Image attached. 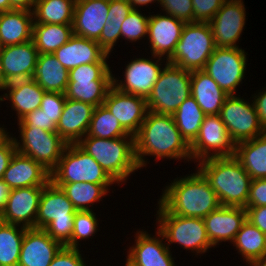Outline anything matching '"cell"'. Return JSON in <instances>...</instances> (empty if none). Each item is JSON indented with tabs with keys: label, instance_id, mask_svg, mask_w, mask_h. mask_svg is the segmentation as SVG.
<instances>
[{
	"label": "cell",
	"instance_id": "cell-1",
	"mask_svg": "<svg viewBox=\"0 0 266 266\" xmlns=\"http://www.w3.org/2000/svg\"><path fill=\"white\" fill-rule=\"evenodd\" d=\"M134 144L136 161L140 169L146 168L149 164L146 156H153L154 161L161 159L192 161L190 145L182 137L172 115L148 111L134 136Z\"/></svg>",
	"mask_w": 266,
	"mask_h": 266
},
{
	"label": "cell",
	"instance_id": "cell-2",
	"mask_svg": "<svg viewBox=\"0 0 266 266\" xmlns=\"http://www.w3.org/2000/svg\"><path fill=\"white\" fill-rule=\"evenodd\" d=\"M195 173L173 179L161 189L158 202L169 212L182 217L205 218L221 204L204 175Z\"/></svg>",
	"mask_w": 266,
	"mask_h": 266
},
{
	"label": "cell",
	"instance_id": "cell-3",
	"mask_svg": "<svg viewBox=\"0 0 266 266\" xmlns=\"http://www.w3.org/2000/svg\"><path fill=\"white\" fill-rule=\"evenodd\" d=\"M196 168L209 181L221 206L246 208L252 179L235 156L208 158Z\"/></svg>",
	"mask_w": 266,
	"mask_h": 266
},
{
	"label": "cell",
	"instance_id": "cell-4",
	"mask_svg": "<svg viewBox=\"0 0 266 266\" xmlns=\"http://www.w3.org/2000/svg\"><path fill=\"white\" fill-rule=\"evenodd\" d=\"M77 145L93 157L117 186L124 185L129 176L140 169L135 156L134 136L113 139L84 136Z\"/></svg>",
	"mask_w": 266,
	"mask_h": 266
},
{
	"label": "cell",
	"instance_id": "cell-5",
	"mask_svg": "<svg viewBox=\"0 0 266 266\" xmlns=\"http://www.w3.org/2000/svg\"><path fill=\"white\" fill-rule=\"evenodd\" d=\"M76 211L62 189L50 180L42 190L36 228L44 229L51 238L72 248Z\"/></svg>",
	"mask_w": 266,
	"mask_h": 266
},
{
	"label": "cell",
	"instance_id": "cell-6",
	"mask_svg": "<svg viewBox=\"0 0 266 266\" xmlns=\"http://www.w3.org/2000/svg\"><path fill=\"white\" fill-rule=\"evenodd\" d=\"M156 210L157 229L163 234L167 246L180 245L186 251L195 253V256L207 253L214 248L210 243L203 218L182 217L169 213L158 201Z\"/></svg>",
	"mask_w": 266,
	"mask_h": 266
},
{
	"label": "cell",
	"instance_id": "cell-7",
	"mask_svg": "<svg viewBox=\"0 0 266 266\" xmlns=\"http://www.w3.org/2000/svg\"><path fill=\"white\" fill-rule=\"evenodd\" d=\"M191 95V71L166 62L147 97L148 111L173 115Z\"/></svg>",
	"mask_w": 266,
	"mask_h": 266
},
{
	"label": "cell",
	"instance_id": "cell-8",
	"mask_svg": "<svg viewBox=\"0 0 266 266\" xmlns=\"http://www.w3.org/2000/svg\"><path fill=\"white\" fill-rule=\"evenodd\" d=\"M112 71L108 63L83 64L70 69L65 97L95 107L103 105L109 89L113 86Z\"/></svg>",
	"mask_w": 266,
	"mask_h": 266
},
{
	"label": "cell",
	"instance_id": "cell-9",
	"mask_svg": "<svg viewBox=\"0 0 266 266\" xmlns=\"http://www.w3.org/2000/svg\"><path fill=\"white\" fill-rule=\"evenodd\" d=\"M216 45L208 22L186 23L167 61L188 71L203 70Z\"/></svg>",
	"mask_w": 266,
	"mask_h": 266
},
{
	"label": "cell",
	"instance_id": "cell-10",
	"mask_svg": "<svg viewBox=\"0 0 266 266\" xmlns=\"http://www.w3.org/2000/svg\"><path fill=\"white\" fill-rule=\"evenodd\" d=\"M53 183L86 182L117 184L105 170L77 144H68L57 167L51 172Z\"/></svg>",
	"mask_w": 266,
	"mask_h": 266
},
{
	"label": "cell",
	"instance_id": "cell-11",
	"mask_svg": "<svg viewBox=\"0 0 266 266\" xmlns=\"http://www.w3.org/2000/svg\"><path fill=\"white\" fill-rule=\"evenodd\" d=\"M18 132V137L11 134L17 152L32 158L51 173L68 144L57 132L41 128H18Z\"/></svg>",
	"mask_w": 266,
	"mask_h": 266
},
{
	"label": "cell",
	"instance_id": "cell-12",
	"mask_svg": "<svg viewBox=\"0 0 266 266\" xmlns=\"http://www.w3.org/2000/svg\"><path fill=\"white\" fill-rule=\"evenodd\" d=\"M247 53L240 48L216 47L203 69L227 95H236L246 77Z\"/></svg>",
	"mask_w": 266,
	"mask_h": 266
},
{
	"label": "cell",
	"instance_id": "cell-13",
	"mask_svg": "<svg viewBox=\"0 0 266 266\" xmlns=\"http://www.w3.org/2000/svg\"><path fill=\"white\" fill-rule=\"evenodd\" d=\"M239 96L228 95L219 114L235 144L265 133L260 125L253 101L249 102L243 96Z\"/></svg>",
	"mask_w": 266,
	"mask_h": 266
},
{
	"label": "cell",
	"instance_id": "cell-14",
	"mask_svg": "<svg viewBox=\"0 0 266 266\" xmlns=\"http://www.w3.org/2000/svg\"><path fill=\"white\" fill-rule=\"evenodd\" d=\"M235 148L220 115H206L196 139L190 144L194 164L208 158L235 156Z\"/></svg>",
	"mask_w": 266,
	"mask_h": 266
},
{
	"label": "cell",
	"instance_id": "cell-15",
	"mask_svg": "<svg viewBox=\"0 0 266 266\" xmlns=\"http://www.w3.org/2000/svg\"><path fill=\"white\" fill-rule=\"evenodd\" d=\"M151 58L150 56L149 58H144L143 56L136 58L135 56L125 66V71L122 73L124 79L119 80L121 77L116 78L113 75V86L123 93L147 99L164 67L163 65L168 62L166 58L160 56L151 55Z\"/></svg>",
	"mask_w": 266,
	"mask_h": 266
},
{
	"label": "cell",
	"instance_id": "cell-16",
	"mask_svg": "<svg viewBox=\"0 0 266 266\" xmlns=\"http://www.w3.org/2000/svg\"><path fill=\"white\" fill-rule=\"evenodd\" d=\"M243 0H225L210 25L216 47L239 48V39L246 24ZM238 42V44H237Z\"/></svg>",
	"mask_w": 266,
	"mask_h": 266
},
{
	"label": "cell",
	"instance_id": "cell-17",
	"mask_svg": "<svg viewBox=\"0 0 266 266\" xmlns=\"http://www.w3.org/2000/svg\"><path fill=\"white\" fill-rule=\"evenodd\" d=\"M135 242L127 249L126 261L131 266H177L163 234L156 228L155 235L143 229L134 232Z\"/></svg>",
	"mask_w": 266,
	"mask_h": 266
},
{
	"label": "cell",
	"instance_id": "cell-18",
	"mask_svg": "<svg viewBox=\"0 0 266 266\" xmlns=\"http://www.w3.org/2000/svg\"><path fill=\"white\" fill-rule=\"evenodd\" d=\"M103 105L117 118L122 128L132 136L137 134L148 113L145 98L123 93L114 86L109 89Z\"/></svg>",
	"mask_w": 266,
	"mask_h": 266
},
{
	"label": "cell",
	"instance_id": "cell-19",
	"mask_svg": "<svg viewBox=\"0 0 266 266\" xmlns=\"http://www.w3.org/2000/svg\"><path fill=\"white\" fill-rule=\"evenodd\" d=\"M43 188L44 186H30L12 189L5 209L0 215V221L25 228H36V218Z\"/></svg>",
	"mask_w": 266,
	"mask_h": 266
},
{
	"label": "cell",
	"instance_id": "cell-20",
	"mask_svg": "<svg viewBox=\"0 0 266 266\" xmlns=\"http://www.w3.org/2000/svg\"><path fill=\"white\" fill-rule=\"evenodd\" d=\"M185 22L162 12L150 14L147 41L151 55L168 59L179 42Z\"/></svg>",
	"mask_w": 266,
	"mask_h": 266
},
{
	"label": "cell",
	"instance_id": "cell-21",
	"mask_svg": "<svg viewBox=\"0 0 266 266\" xmlns=\"http://www.w3.org/2000/svg\"><path fill=\"white\" fill-rule=\"evenodd\" d=\"M247 219L245 207L220 206L203 218L208 239L212 246L223 242L232 243Z\"/></svg>",
	"mask_w": 266,
	"mask_h": 266
},
{
	"label": "cell",
	"instance_id": "cell-22",
	"mask_svg": "<svg viewBox=\"0 0 266 266\" xmlns=\"http://www.w3.org/2000/svg\"><path fill=\"white\" fill-rule=\"evenodd\" d=\"M63 245L41 228H26L18 266H49Z\"/></svg>",
	"mask_w": 266,
	"mask_h": 266
},
{
	"label": "cell",
	"instance_id": "cell-23",
	"mask_svg": "<svg viewBox=\"0 0 266 266\" xmlns=\"http://www.w3.org/2000/svg\"><path fill=\"white\" fill-rule=\"evenodd\" d=\"M38 50L33 40L22 44L0 47L5 81L30 79L37 64Z\"/></svg>",
	"mask_w": 266,
	"mask_h": 266
},
{
	"label": "cell",
	"instance_id": "cell-24",
	"mask_svg": "<svg viewBox=\"0 0 266 266\" xmlns=\"http://www.w3.org/2000/svg\"><path fill=\"white\" fill-rule=\"evenodd\" d=\"M110 0H79L75 2L73 34L97 41L108 17Z\"/></svg>",
	"mask_w": 266,
	"mask_h": 266
},
{
	"label": "cell",
	"instance_id": "cell-25",
	"mask_svg": "<svg viewBox=\"0 0 266 266\" xmlns=\"http://www.w3.org/2000/svg\"><path fill=\"white\" fill-rule=\"evenodd\" d=\"M95 106L66 98L57 133L67 144H77L89 130Z\"/></svg>",
	"mask_w": 266,
	"mask_h": 266
},
{
	"label": "cell",
	"instance_id": "cell-26",
	"mask_svg": "<svg viewBox=\"0 0 266 266\" xmlns=\"http://www.w3.org/2000/svg\"><path fill=\"white\" fill-rule=\"evenodd\" d=\"M53 55L67 70L83 64L108 63L109 54L92 39L73 35Z\"/></svg>",
	"mask_w": 266,
	"mask_h": 266
},
{
	"label": "cell",
	"instance_id": "cell-27",
	"mask_svg": "<svg viewBox=\"0 0 266 266\" xmlns=\"http://www.w3.org/2000/svg\"><path fill=\"white\" fill-rule=\"evenodd\" d=\"M2 180L11 190L45 186L51 180V173L32 158L16 152L5 170Z\"/></svg>",
	"mask_w": 266,
	"mask_h": 266
},
{
	"label": "cell",
	"instance_id": "cell-28",
	"mask_svg": "<svg viewBox=\"0 0 266 266\" xmlns=\"http://www.w3.org/2000/svg\"><path fill=\"white\" fill-rule=\"evenodd\" d=\"M3 91L0 102L10 101V107L16 113L17 121L29 112L39 109L46 92L32 78L9 82Z\"/></svg>",
	"mask_w": 266,
	"mask_h": 266
},
{
	"label": "cell",
	"instance_id": "cell-29",
	"mask_svg": "<svg viewBox=\"0 0 266 266\" xmlns=\"http://www.w3.org/2000/svg\"><path fill=\"white\" fill-rule=\"evenodd\" d=\"M33 12L12 9L0 13V47L22 44L32 40Z\"/></svg>",
	"mask_w": 266,
	"mask_h": 266
},
{
	"label": "cell",
	"instance_id": "cell-30",
	"mask_svg": "<svg viewBox=\"0 0 266 266\" xmlns=\"http://www.w3.org/2000/svg\"><path fill=\"white\" fill-rule=\"evenodd\" d=\"M191 96L206 115H219L228 96L203 70L191 71Z\"/></svg>",
	"mask_w": 266,
	"mask_h": 266
},
{
	"label": "cell",
	"instance_id": "cell-31",
	"mask_svg": "<svg viewBox=\"0 0 266 266\" xmlns=\"http://www.w3.org/2000/svg\"><path fill=\"white\" fill-rule=\"evenodd\" d=\"M32 79L46 92L64 94L69 82V70L53 54H39Z\"/></svg>",
	"mask_w": 266,
	"mask_h": 266
},
{
	"label": "cell",
	"instance_id": "cell-32",
	"mask_svg": "<svg viewBox=\"0 0 266 266\" xmlns=\"http://www.w3.org/2000/svg\"><path fill=\"white\" fill-rule=\"evenodd\" d=\"M235 157L251 179L266 178V132L236 144Z\"/></svg>",
	"mask_w": 266,
	"mask_h": 266
},
{
	"label": "cell",
	"instance_id": "cell-33",
	"mask_svg": "<svg viewBox=\"0 0 266 266\" xmlns=\"http://www.w3.org/2000/svg\"><path fill=\"white\" fill-rule=\"evenodd\" d=\"M231 244L249 266H254L266 254V235L247 219Z\"/></svg>",
	"mask_w": 266,
	"mask_h": 266
},
{
	"label": "cell",
	"instance_id": "cell-34",
	"mask_svg": "<svg viewBox=\"0 0 266 266\" xmlns=\"http://www.w3.org/2000/svg\"><path fill=\"white\" fill-rule=\"evenodd\" d=\"M60 187L77 211H93V205L102 201L110 192L113 184H95L86 182L54 183ZM91 207V208H90Z\"/></svg>",
	"mask_w": 266,
	"mask_h": 266
},
{
	"label": "cell",
	"instance_id": "cell-35",
	"mask_svg": "<svg viewBox=\"0 0 266 266\" xmlns=\"http://www.w3.org/2000/svg\"><path fill=\"white\" fill-rule=\"evenodd\" d=\"M72 24L33 22L32 40L39 54H53L73 36Z\"/></svg>",
	"mask_w": 266,
	"mask_h": 266
},
{
	"label": "cell",
	"instance_id": "cell-36",
	"mask_svg": "<svg viewBox=\"0 0 266 266\" xmlns=\"http://www.w3.org/2000/svg\"><path fill=\"white\" fill-rule=\"evenodd\" d=\"M133 7L128 0H110L108 17L102 29L99 45L109 54L113 53L116 42L121 38L123 21L132 12Z\"/></svg>",
	"mask_w": 266,
	"mask_h": 266
},
{
	"label": "cell",
	"instance_id": "cell-37",
	"mask_svg": "<svg viewBox=\"0 0 266 266\" xmlns=\"http://www.w3.org/2000/svg\"><path fill=\"white\" fill-rule=\"evenodd\" d=\"M74 0H37L33 15L39 24H72Z\"/></svg>",
	"mask_w": 266,
	"mask_h": 266
},
{
	"label": "cell",
	"instance_id": "cell-38",
	"mask_svg": "<svg viewBox=\"0 0 266 266\" xmlns=\"http://www.w3.org/2000/svg\"><path fill=\"white\" fill-rule=\"evenodd\" d=\"M206 114L190 95L172 115L182 137L190 145L197 137Z\"/></svg>",
	"mask_w": 266,
	"mask_h": 266
},
{
	"label": "cell",
	"instance_id": "cell-39",
	"mask_svg": "<svg viewBox=\"0 0 266 266\" xmlns=\"http://www.w3.org/2000/svg\"><path fill=\"white\" fill-rule=\"evenodd\" d=\"M26 228L0 221V266H18Z\"/></svg>",
	"mask_w": 266,
	"mask_h": 266
},
{
	"label": "cell",
	"instance_id": "cell-40",
	"mask_svg": "<svg viewBox=\"0 0 266 266\" xmlns=\"http://www.w3.org/2000/svg\"><path fill=\"white\" fill-rule=\"evenodd\" d=\"M85 136L113 139L132 135L122 128L117 118L104 105H100L94 109L89 130Z\"/></svg>",
	"mask_w": 266,
	"mask_h": 266
},
{
	"label": "cell",
	"instance_id": "cell-41",
	"mask_svg": "<svg viewBox=\"0 0 266 266\" xmlns=\"http://www.w3.org/2000/svg\"><path fill=\"white\" fill-rule=\"evenodd\" d=\"M94 211H76L72 231V248H80L82 240L95 236L100 228L99 220ZM80 246V247H79Z\"/></svg>",
	"mask_w": 266,
	"mask_h": 266
},
{
	"label": "cell",
	"instance_id": "cell-42",
	"mask_svg": "<svg viewBox=\"0 0 266 266\" xmlns=\"http://www.w3.org/2000/svg\"><path fill=\"white\" fill-rule=\"evenodd\" d=\"M141 10L133 9L126 17L121 27V39L132 42H139L147 38L149 15L141 13Z\"/></svg>",
	"mask_w": 266,
	"mask_h": 266
},
{
	"label": "cell",
	"instance_id": "cell-43",
	"mask_svg": "<svg viewBox=\"0 0 266 266\" xmlns=\"http://www.w3.org/2000/svg\"><path fill=\"white\" fill-rule=\"evenodd\" d=\"M162 12L175 17L185 23L194 22V10L192 0H160Z\"/></svg>",
	"mask_w": 266,
	"mask_h": 266
},
{
	"label": "cell",
	"instance_id": "cell-44",
	"mask_svg": "<svg viewBox=\"0 0 266 266\" xmlns=\"http://www.w3.org/2000/svg\"><path fill=\"white\" fill-rule=\"evenodd\" d=\"M65 101V94L45 92L39 109L57 125L62 114Z\"/></svg>",
	"mask_w": 266,
	"mask_h": 266
},
{
	"label": "cell",
	"instance_id": "cell-45",
	"mask_svg": "<svg viewBox=\"0 0 266 266\" xmlns=\"http://www.w3.org/2000/svg\"><path fill=\"white\" fill-rule=\"evenodd\" d=\"M19 128H41L45 131L57 132V125L51 121L40 109H36L21 118Z\"/></svg>",
	"mask_w": 266,
	"mask_h": 266
},
{
	"label": "cell",
	"instance_id": "cell-46",
	"mask_svg": "<svg viewBox=\"0 0 266 266\" xmlns=\"http://www.w3.org/2000/svg\"><path fill=\"white\" fill-rule=\"evenodd\" d=\"M225 0H192L194 22H209Z\"/></svg>",
	"mask_w": 266,
	"mask_h": 266
},
{
	"label": "cell",
	"instance_id": "cell-47",
	"mask_svg": "<svg viewBox=\"0 0 266 266\" xmlns=\"http://www.w3.org/2000/svg\"><path fill=\"white\" fill-rule=\"evenodd\" d=\"M82 256L79 248L63 246L49 266H86L87 263Z\"/></svg>",
	"mask_w": 266,
	"mask_h": 266
},
{
	"label": "cell",
	"instance_id": "cell-48",
	"mask_svg": "<svg viewBox=\"0 0 266 266\" xmlns=\"http://www.w3.org/2000/svg\"><path fill=\"white\" fill-rule=\"evenodd\" d=\"M266 206V178L252 179L246 207Z\"/></svg>",
	"mask_w": 266,
	"mask_h": 266
},
{
	"label": "cell",
	"instance_id": "cell-49",
	"mask_svg": "<svg viewBox=\"0 0 266 266\" xmlns=\"http://www.w3.org/2000/svg\"><path fill=\"white\" fill-rule=\"evenodd\" d=\"M16 152V145L10 133L0 142V179L3 178L4 172Z\"/></svg>",
	"mask_w": 266,
	"mask_h": 266
},
{
	"label": "cell",
	"instance_id": "cell-50",
	"mask_svg": "<svg viewBox=\"0 0 266 266\" xmlns=\"http://www.w3.org/2000/svg\"><path fill=\"white\" fill-rule=\"evenodd\" d=\"M247 220L266 235V206L246 207Z\"/></svg>",
	"mask_w": 266,
	"mask_h": 266
},
{
	"label": "cell",
	"instance_id": "cell-51",
	"mask_svg": "<svg viewBox=\"0 0 266 266\" xmlns=\"http://www.w3.org/2000/svg\"><path fill=\"white\" fill-rule=\"evenodd\" d=\"M250 98H253L252 101L254 103L260 125L266 132V87H263L258 93L256 92L252 94Z\"/></svg>",
	"mask_w": 266,
	"mask_h": 266
},
{
	"label": "cell",
	"instance_id": "cell-52",
	"mask_svg": "<svg viewBox=\"0 0 266 266\" xmlns=\"http://www.w3.org/2000/svg\"><path fill=\"white\" fill-rule=\"evenodd\" d=\"M37 0H10L12 9H23L33 12Z\"/></svg>",
	"mask_w": 266,
	"mask_h": 266
},
{
	"label": "cell",
	"instance_id": "cell-53",
	"mask_svg": "<svg viewBox=\"0 0 266 266\" xmlns=\"http://www.w3.org/2000/svg\"><path fill=\"white\" fill-rule=\"evenodd\" d=\"M10 191V187L2 179H0V215L5 209Z\"/></svg>",
	"mask_w": 266,
	"mask_h": 266
},
{
	"label": "cell",
	"instance_id": "cell-54",
	"mask_svg": "<svg viewBox=\"0 0 266 266\" xmlns=\"http://www.w3.org/2000/svg\"><path fill=\"white\" fill-rule=\"evenodd\" d=\"M128 2L131 4L133 9H141L140 7L146 6L148 7L151 3H157L159 4L160 0H128Z\"/></svg>",
	"mask_w": 266,
	"mask_h": 266
},
{
	"label": "cell",
	"instance_id": "cell-55",
	"mask_svg": "<svg viewBox=\"0 0 266 266\" xmlns=\"http://www.w3.org/2000/svg\"><path fill=\"white\" fill-rule=\"evenodd\" d=\"M7 84L8 83L5 81L4 72H3V68H2L1 56H0V91L3 92V89Z\"/></svg>",
	"mask_w": 266,
	"mask_h": 266
},
{
	"label": "cell",
	"instance_id": "cell-56",
	"mask_svg": "<svg viewBox=\"0 0 266 266\" xmlns=\"http://www.w3.org/2000/svg\"><path fill=\"white\" fill-rule=\"evenodd\" d=\"M11 10L10 0H0V13Z\"/></svg>",
	"mask_w": 266,
	"mask_h": 266
},
{
	"label": "cell",
	"instance_id": "cell-57",
	"mask_svg": "<svg viewBox=\"0 0 266 266\" xmlns=\"http://www.w3.org/2000/svg\"><path fill=\"white\" fill-rule=\"evenodd\" d=\"M10 133L4 125L0 124V142Z\"/></svg>",
	"mask_w": 266,
	"mask_h": 266
},
{
	"label": "cell",
	"instance_id": "cell-58",
	"mask_svg": "<svg viewBox=\"0 0 266 266\" xmlns=\"http://www.w3.org/2000/svg\"><path fill=\"white\" fill-rule=\"evenodd\" d=\"M254 266H266V254Z\"/></svg>",
	"mask_w": 266,
	"mask_h": 266
},
{
	"label": "cell",
	"instance_id": "cell-59",
	"mask_svg": "<svg viewBox=\"0 0 266 266\" xmlns=\"http://www.w3.org/2000/svg\"><path fill=\"white\" fill-rule=\"evenodd\" d=\"M124 266H131L127 261H125V265Z\"/></svg>",
	"mask_w": 266,
	"mask_h": 266
}]
</instances>
